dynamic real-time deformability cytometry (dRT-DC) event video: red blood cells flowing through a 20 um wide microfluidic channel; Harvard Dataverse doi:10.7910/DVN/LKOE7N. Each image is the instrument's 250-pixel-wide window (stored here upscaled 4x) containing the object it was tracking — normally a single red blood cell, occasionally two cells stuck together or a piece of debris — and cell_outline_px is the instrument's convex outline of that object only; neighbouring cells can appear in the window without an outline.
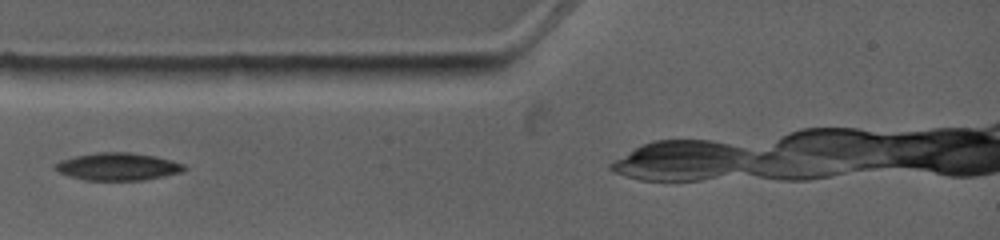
{"species": "common noctule bat (a hibernating species)", "species_latin": "Nyctalus noctula", "temperature_condition": "warm", "stored_images_in_passage": 7, "camera_frame_rate_fps": 4500, "um_per_image_px": 0.085, "animal": {"sex": "female", "body_mass_g": 19.0, "forearm_length_mm": 53.3}, "frame": {"image": 1, "passage_image": 2, "time_ms": 0.889, "image_size_px": [1000, 240], "cell_outline_px": [[188, 168], [180, 172], [164, 176], [144, 180], [84, 180], [68, 176], [60, 172], [56, 168], [56, 164], [60, 160], [76, 156], [96, 152], [128, 152], [156, 156], [172, 160], [184, 164]], "centroid_in_image_um": [10.05, 14.16], "position_along_channel_um": 75.0, "area_um2": 20.63}}
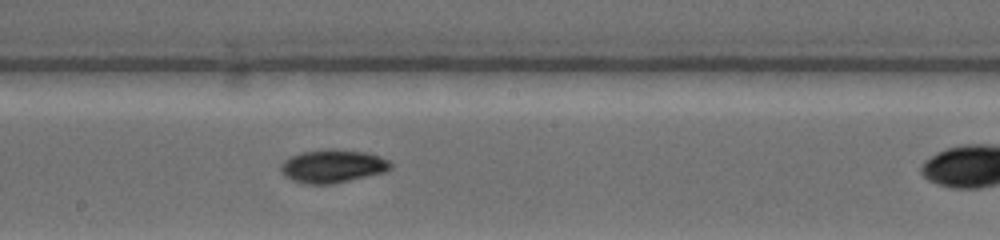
{"frame": {"image": 2, "passage_image": 6, "time_ms": 4.667, "image_size_px": [1000, 240], "cell_outline_px": [[392, 168], [384, 172], [332, 184], [304, 184], [292, 180], [284, 176], [280, 172], [280, 164], [284, 160], [300, 152], [332, 148], [368, 152], [380, 156], [388, 160], [392, 164]], "centroid_in_image_um": [28.26, 14.11], "position_along_channel_um": 219.9, "area_um2": 21.44}}